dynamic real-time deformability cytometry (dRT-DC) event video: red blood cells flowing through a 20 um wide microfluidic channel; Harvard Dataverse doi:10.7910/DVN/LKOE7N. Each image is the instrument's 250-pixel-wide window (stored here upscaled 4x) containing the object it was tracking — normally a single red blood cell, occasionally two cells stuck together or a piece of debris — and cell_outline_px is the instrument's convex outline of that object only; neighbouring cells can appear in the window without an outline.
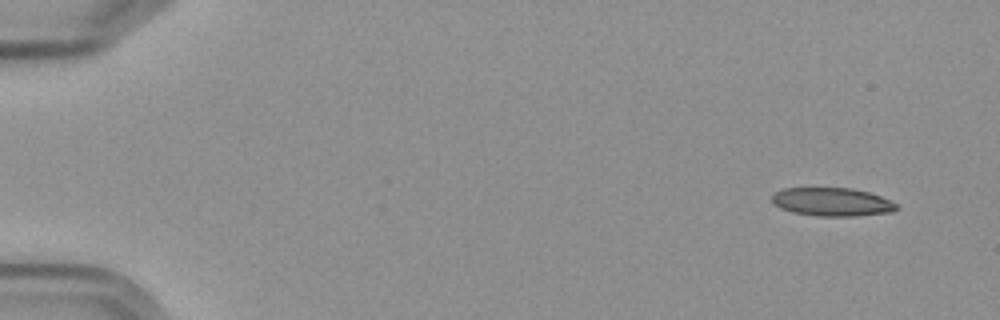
{"species": "Egyptian fruit bat (a non-hibernating species)", "species_latin": "Rousettus aegyptiacus", "temperature_condition": "cold", "stored_images_in_passage": 5, "camera_frame_rate_fps": 3000, "um_per_image_px": 0.085, "frame": {"image": 1, "passage_image": 1, "time_ms": 0.0, "image_size_px": [1000, 320], "cell_outline_px": [[900, 208], [892, 212], [856, 216], [816, 216], [792, 212], [780, 208], [772, 204], [772, 196], [776, 192], [784, 188], [852, 188], [868, 192], [880, 196], [896, 204]], "centroid_in_image_um": [70.71, 17.17], "position_along_channel_um": 14.3, "area_um2": 20.63}}
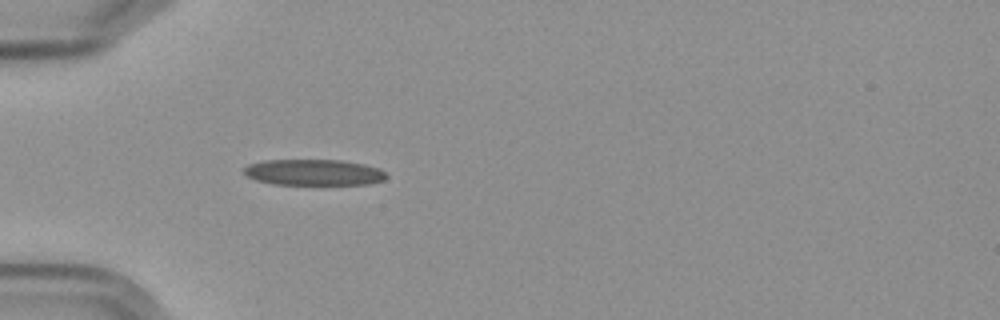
{"frame": {"image": 2, "passage_image": 5, "time_ms": 4.667, "image_size_px": [1000, 320], "cell_outline_px": [[388, 176], [384, 180], [368, 184], [272, 184], [256, 180], [248, 176], [244, 172], [244, 168], [248, 164], [264, 160], [340, 160], [364, 164], [380, 168]], "centroid_in_image_um": [26.68, 14.64], "position_along_channel_um": 58.3, "area_um2": 21.56}}